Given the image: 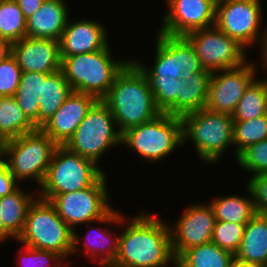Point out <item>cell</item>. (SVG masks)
<instances>
[{
	"label": "cell",
	"mask_w": 267,
	"mask_h": 267,
	"mask_svg": "<svg viewBox=\"0 0 267 267\" xmlns=\"http://www.w3.org/2000/svg\"><path fill=\"white\" fill-rule=\"evenodd\" d=\"M154 102L161 113L176 116V95H179V79L147 78Z\"/></svg>",
	"instance_id": "cell-33"
},
{
	"label": "cell",
	"mask_w": 267,
	"mask_h": 267,
	"mask_svg": "<svg viewBox=\"0 0 267 267\" xmlns=\"http://www.w3.org/2000/svg\"><path fill=\"white\" fill-rule=\"evenodd\" d=\"M267 139V114L249 120L234 121L235 159L248 146Z\"/></svg>",
	"instance_id": "cell-32"
},
{
	"label": "cell",
	"mask_w": 267,
	"mask_h": 267,
	"mask_svg": "<svg viewBox=\"0 0 267 267\" xmlns=\"http://www.w3.org/2000/svg\"><path fill=\"white\" fill-rule=\"evenodd\" d=\"M155 61L148 68L138 59L131 61L143 72L146 78L181 79L182 69L179 63V36L156 33ZM139 61V62H138Z\"/></svg>",
	"instance_id": "cell-20"
},
{
	"label": "cell",
	"mask_w": 267,
	"mask_h": 267,
	"mask_svg": "<svg viewBox=\"0 0 267 267\" xmlns=\"http://www.w3.org/2000/svg\"><path fill=\"white\" fill-rule=\"evenodd\" d=\"M64 0H45L33 15L26 19V36L60 40L69 20Z\"/></svg>",
	"instance_id": "cell-19"
},
{
	"label": "cell",
	"mask_w": 267,
	"mask_h": 267,
	"mask_svg": "<svg viewBox=\"0 0 267 267\" xmlns=\"http://www.w3.org/2000/svg\"><path fill=\"white\" fill-rule=\"evenodd\" d=\"M234 256L267 266V215L257 213L247 222L242 241Z\"/></svg>",
	"instance_id": "cell-21"
},
{
	"label": "cell",
	"mask_w": 267,
	"mask_h": 267,
	"mask_svg": "<svg viewBox=\"0 0 267 267\" xmlns=\"http://www.w3.org/2000/svg\"><path fill=\"white\" fill-rule=\"evenodd\" d=\"M121 144L126 145L142 160L160 161L179 146H183L182 119L166 113L132 127L122 133ZM144 158V159H143Z\"/></svg>",
	"instance_id": "cell-7"
},
{
	"label": "cell",
	"mask_w": 267,
	"mask_h": 267,
	"mask_svg": "<svg viewBox=\"0 0 267 267\" xmlns=\"http://www.w3.org/2000/svg\"><path fill=\"white\" fill-rule=\"evenodd\" d=\"M73 89L60 69L49 74L42 82L39 97V128L47 122L72 94Z\"/></svg>",
	"instance_id": "cell-23"
},
{
	"label": "cell",
	"mask_w": 267,
	"mask_h": 267,
	"mask_svg": "<svg viewBox=\"0 0 267 267\" xmlns=\"http://www.w3.org/2000/svg\"><path fill=\"white\" fill-rule=\"evenodd\" d=\"M267 114V77L254 79L246 88L232 114L234 121L253 119Z\"/></svg>",
	"instance_id": "cell-29"
},
{
	"label": "cell",
	"mask_w": 267,
	"mask_h": 267,
	"mask_svg": "<svg viewBox=\"0 0 267 267\" xmlns=\"http://www.w3.org/2000/svg\"><path fill=\"white\" fill-rule=\"evenodd\" d=\"M125 227L110 267H168L174 263L170 228L164 220L142 212L133 216Z\"/></svg>",
	"instance_id": "cell-1"
},
{
	"label": "cell",
	"mask_w": 267,
	"mask_h": 267,
	"mask_svg": "<svg viewBox=\"0 0 267 267\" xmlns=\"http://www.w3.org/2000/svg\"><path fill=\"white\" fill-rule=\"evenodd\" d=\"M233 257L211 241L189 248L176 260L178 267H231Z\"/></svg>",
	"instance_id": "cell-27"
},
{
	"label": "cell",
	"mask_w": 267,
	"mask_h": 267,
	"mask_svg": "<svg viewBox=\"0 0 267 267\" xmlns=\"http://www.w3.org/2000/svg\"><path fill=\"white\" fill-rule=\"evenodd\" d=\"M184 37L194 48L202 67L211 72L240 67L249 61L247 48L216 26L192 31Z\"/></svg>",
	"instance_id": "cell-12"
},
{
	"label": "cell",
	"mask_w": 267,
	"mask_h": 267,
	"mask_svg": "<svg viewBox=\"0 0 267 267\" xmlns=\"http://www.w3.org/2000/svg\"><path fill=\"white\" fill-rule=\"evenodd\" d=\"M249 195H231L213 198L211 205L217 221H227L246 225L257 213L253 196L246 186Z\"/></svg>",
	"instance_id": "cell-25"
},
{
	"label": "cell",
	"mask_w": 267,
	"mask_h": 267,
	"mask_svg": "<svg viewBox=\"0 0 267 267\" xmlns=\"http://www.w3.org/2000/svg\"><path fill=\"white\" fill-rule=\"evenodd\" d=\"M244 230V224L216 220L212 242L235 255L242 241Z\"/></svg>",
	"instance_id": "cell-34"
},
{
	"label": "cell",
	"mask_w": 267,
	"mask_h": 267,
	"mask_svg": "<svg viewBox=\"0 0 267 267\" xmlns=\"http://www.w3.org/2000/svg\"><path fill=\"white\" fill-rule=\"evenodd\" d=\"M247 186L252 193L256 213L267 215V173L251 176Z\"/></svg>",
	"instance_id": "cell-39"
},
{
	"label": "cell",
	"mask_w": 267,
	"mask_h": 267,
	"mask_svg": "<svg viewBox=\"0 0 267 267\" xmlns=\"http://www.w3.org/2000/svg\"><path fill=\"white\" fill-rule=\"evenodd\" d=\"M12 54V44L0 38V63Z\"/></svg>",
	"instance_id": "cell-42"
},
{
	"label": "cell",
	"mask_w": 267,
	"mask_h": 267,
	"mask_svg": "<svg viewBox=\"0 0 267 267\" xmlns=\"http://www.w3.org/2000/svg\"><path fill=\"white\" fill-rule=\"evenodd\" d=\"M212 72H198L186 79H179V95H176V116L205 108L209 80Z\"/></svg>",
	"instance_id": "cell-22"
},
{
	"label": "cell",
	"mask_w": 267,
	"mask_h": 267,
	"mask_svg": "<svg viewBox=\"0 0 267 267\" xmlns=\"http://www.w3.org/2000/svg\"><path fill=\"white\" fill-rule=\"evenodd\" d=\"M93 161L58 145L53 153L39 196L49 200L55 194L91 187L105 172Z\"/></svg>",
	"instance_id": "cell-8"
},
{
	"label": "cell",
	"mask_w": 267,
	"mask_h": 267,
	"mask_svg": "<svg viewBox=\"0 0 267 267\" xmlns=\"http://www.w3.org/2000/svg\"><path fill=\"white\" fill-rule=\"evenodd\" d=\"M12 238L15 239L4 227L3 225V221L1 219V215H0V242L2 243V241L6 240V239Z\"/></svg>",
	"instance_id": "cell-45"
},
{
	"label": "cell",
	"mask_w": 267,
	"mask_h": 267,
	"mask_svg": "<svg viewBox=\"0 0 267 267\" xmlns=\"http://www.w3.org/2000/svg\"><path fill=\"white\" fill-rule=\"evenodd\" d=\"M110 44L104 49L64 57L61 70L73 91L90 94L102 100L108 93L116 76L131 61L112 58Z\"/></svg>",
	"instance_id": "cell-4"
},
{
	"label": "cell",
	"mask_w": 267,
	"mask_h": 267,
	"mask_svg": "<svg viewBox=\"0 0 267 267\" xmlns=\"http://www.w3.org/2000/svg\"><path fill=\"white\" fill-rule=\"evenodd\" d=\"M16 241L31 248L57 252L66 259L73 251V230L49 200L36 197L28 208L23 231Z\"/></svg>",
	"instance_id": "cell-5"
},
{
	"label": "cell",
	"mask_w": 267,
	"mask_h": 267,
	"mask_svg": "<svg viewBox=\"0 0 267 267\" xmlns=\"http://www.w3.org/2000/svg\"><path fill=\"white\" fill-rule=\"evenodd\" d=\"M179 63L182 69L181 79L198 72H211L202 67L194 48L184 36H179Z\"/></svg>",
	"instance_id": "cell-38"
},
{
	"label": "cell",
	"mask_w": 267,
	"mask_h": 267,
	"mask_svg": "<svg viewBox=\"0 0 267 267\" xmlns=\"http://www.w3.org/2000/svg\"><path fill=\"white\" fill-rule=\"evenodd\" d=\"M172 265H174V267H178L177 260H175L174 263H173Z\"/></svg>",
	"instance_id": "cell-48"
},
{
	"label": "cell",
	"mask_w": 267,
	"mask_h": 267,
	"mask_svg": "<svg viewBox=\"0 0 267 267\" xmlns=\"http://www.w3.org/2000/svg\"><path fill=\"white\" fill-rule=\"evenodd\" d=\"M101 227L102 226H99L98 229H95V231L97 230L96 234H92V236L88 235L90 232H87L86 238H84V241L82 240L84 248L81 250L83 251L84 249L86 258L90 256L89 258L92 259L93 262L98 261V267L111 266L118 254L119 236L113 238L110 229L109 231L106 229L103 230ZM100 229L102 230L100 231Z\"/></svg>",
	"instance_id": "cell-30"
},
{
	"label": "cell",
	"mask_w": 267,
	"mask_h": 267,
	"mask_svg": "<svg viewBox=\"0 0 267 267\" xmlns=\"http://www.w3.org/2000/svg\"><path fill=\"white\" fill-rule=\"evenodd\" d=\"M22 72L12 54L0 63V96H14L19 86Z\"/></svg>",
	"instance_id": "cell-37"
},
{
	"label": "cell",
	"mask_w": 267,
	"mask_h": 267,
	"mask_svg": "<svg viewBox=\"0 0 267 267\" xmlns=\"http://www.w3.org/2000/svg\"><path fill=\"white\" fill-rule=\"evenodd\" d=\"M102 101L110 109L121 134L161 113L146 76L132 61L116 76Z\"/></svg>",
	"instance_id": "cell-2"
},
{
	"label": "cell",
	"mask_w": 267,
	"mask_h": 267,
	"mask_svg": "<svg viewBox=\"0 0 267 267\" xmlns=\"http://www.w3.org/2000/svg\"><path fill=\"white\" fill-rule=\"evenodd\" d=\"M236 162L252 176L267 173V139L248 146L238 155Z\"/></svg>",
	"instance_id": "cell-35"
},
{
	"label": "cell",
	"mask_w": 267,
	"mask_h": 267,
	"mask_svg": "<svg viewBox=\"0 0 267 267\" xmlns=\"http://www.w3.org/2000/svg\"><path fill=\"white\" fill-rule=\"evenodd\" d=\"M226 1H231V0H212V2H213L215 5H218V4L223 3V2H226Z\"/></svg>",
	"instance_id": "cell-47"
},
{
	"label": "cell",
	"mask_w": 267,
	"mask_h": 267,
	"mask_svg": "<svg viewBox=\"0 0 267 267\" xmlns=\"http://www.w3.org/2000/svg\"><path fill=\"white\" fill-rule=\"evenodd\" d=\"M183 212L174 226H169L175 259L189 248L211 242L216 222L209 203L191 204Z\"/></svg>",
	"instance_id": "cell-14"
},
{
	"label": "cell",
	"mask_w": 267,
	"mask_h": 267,
	"mask_svg": "<svg viewBox=\"0 0 267 267\" xmlns=\"http://www.w3.org/2000/svg\"><path fill=\"white\" fill-rule=\"evenodd\" d=\"M259 57H261V62H262V64H260V65L265 66V63L263 60L267 57V38H266V42H265L264 48L262 50V53L260 54Z\"/></svg>",
	"instance_id": "cell-46"
},
{
	"label": "cell",
	"mask_w": 267,
	"mask_h": 267,
	"mask_svg": "<svg viewBox=\"0 0 267 267\" xmlns=\"http://www.w3.org/2000/svg\"><path fill=\"white\" fill-rule=\"evenodd\" d=\"M107 177L104 173L91 187L82 190L53 195L49 201L55 206L58 215L73 230V251L71 255L79 252L81 243L75 231L76 225L87 223H106L122 225L128 221L112 205L107 187ZM120 213V214H119ZM124 216V217H123ZM80 241V242H79ZM76 252V253H75Z\"/></svg>",
	"instance_id": "cell-3"
},
{
	"label": "cell",
	"mask_w": 267,
	"mask_h": 267,
	"mask_svg": "<svg viewBox=\"0 0 267 267\" xmlns=\"http://www.w3.org/2000/svg\"><path fill=\"white\" fill-rule=\"evenodd\" d=\"M265 65H267V57L263 60Z\"/></svg>",
	"instance_id": "cell-49"
},
{
	"label": "cell",
	"mask_w": 267,
	"mask_h": 267,
	"mask_svg": "<svg viewBox=\"0 0 267 267\" xmlns=\"http://www.w3.org/2000/svg\"><path fill=\"white\" fill-rule=\"evenodd\" d=\"M36 129L20 109L14 96H0V138L9 140Z\"/></svg>",
	"instance_id": "cell-28"
},
{
	"label": "cell",
	"mask_w": 267,
	"mask_h": 267,
	"mask_svg": "<svg viewBox=\"0 0 267 267\" xmlns=\"http://www.w3.org/2000/svg\"><path fill=\"white\" fill-rule=\"evenodd\" d=\"M115 126L108 106L102 100H97L64 146L98 166L106 150L122 145V134Z\"/></svg>",
	"instance_id": "cell-9"
},
{
	"label": "cell",
	"mask_w": 267,
	"mask_h": 267,
	"mask_svg": "<svg viewBox=\"0 0 267 267\" xmlns=\"http://www.w3.org/2000/svg\"><path fill=\"white\" fill-rule=\"evenodd\" d=\"M6 146L7 140L0 138V165H3L6 162Z\"/></svg>",
	"instance_id": "cell-44"
},
{
	"label": "cell",
	"mask_w": 267,
	"mask_h": 267,
	"mask_svg": "<svg viewBox=\"0 0 267 267\" xmlns=\"http://www.w3.org/2000/svg\"><path fill=\"white\" fill-rule=\"evenodd\" d=\"M107 33L106 26L98 21L69 19L59 40L61 60L104 49L109 44Z\"/></svg>",
	"instance_id": "cell-18"
},
{
	"label": "cell",
	"mask_w": 267,
	"mask_h": 267,
	"mask_svg": "<svg viewBox=\"0 0 267 267\" xmlns=\"http://www.w3.org/2000/svg\"><path fill=\"white\" fill-rule=\"evenodd\" d=\"M166 4L169 11L163 16L160 33L185 36L215 26L216 5L212 0H166Z\"/></svg>",
	"instance_id": "cell-15"
},
{
	"label": "cell",
	"mask_w": 267,
	"mask_h": 267,
	"mask_svg": "<svg viewBox=\"0 0 267 267\" xmlns=\"http://www.w3.org/2000/svg\"><path fill=\"white\" fill-rule=\"evenodd\" d=\"M26 37V18L15 0H0V38L11 44Z\"/></svg>",
	"instance_id": "cell-31"
},
{
	"label": "cell",
	"mask_w": 267,
	"mask_h": 267,
	"mask_svg": "<svg viewBox=\"0 0 267 267\" xmlns=\"http://www.w3.org/2000/svg\"><path fill=\"white\" fill-rule=\"evenodd\" d=\"M255 65L247 61L240 67L212 72L205 108L232 115L246 88L256 78Z\"/></svg>",
	"instance_id": "cell-13"
},
{
	"label": "cell",
	"mask_w": 267,
	"mask_h": 267,
	"mask_svg": "<svg viewBox=\"0 0 267 267\" xmlns=\"http://www.w3.org/2000/svg\"><path fill=\"white\" fill-rule=\"evenodd\" d=\"M18 187L11 194L0 198V215L5 229L15 238L23 231L29 206L37 197Z\"/></svg>",
	"instance_id": "cell-24"
},
{
	"label": "cell",
	"mask_w": 267,
	"mask_h": 267,
	"mask_svg": "<svg viewBox=\"0 0 267 267\" xmlns=\"http://www.w3.org/2000/svg\"><path fill=\"white\" fill-rule=\"evenodd\" d=\"M19 186V182L10 173L7 163L0 165V198L11 194Z\"/></svg>",
	"instance_id": "cell-40"
},
{
	"label": "cell",
	"mask_w": 267,
	"mask_h": 267,
	"mask_svg": "<svg viewBox=\"0 0 267 267\" xmlns=\"http://www.w3.org/2000/svg\"><path fill=\"white\" fill-rule=\"evenodd\" d=\"M183 144L191 140L199 159L204 163L220 160L225 150L233 145L234 120L232 115L203 108L181 117Z\"/></svg>",
	"instance_id": "cell-6"
},
{
	"label": "cell",
	"mask_w": 267,
	"mask_h": 267,
	"mask_svg": "<svg viewBox=\"0 0 267 267\" xmlns=\"http://www.w3.org/2000/svg\"><path fill=\"white\" fill-rule=\"evenodd\" d=\"M96 101L97 99L90 94L73 91L40 129L57 145H64L75 133L88 110Z\"/></svg>",
	"instance_id": "cell-17"
},
{
	"label": "cell",
	"mask_w": 267,
	"mask_h": 267,
	"mask_svg": "<svg viewBox=\"0 0 267 267\" xmlns=\"http://www.w3.org/2000/svg\"><path fill=\"white\" fill-rule=\"evenodd\" d=\"M24 17L27 19L38 10L45 0H15Z\"/></svg>",
	"instance_id": "cell-41"
},
{
	"label": "cell",
	"mask_w": 267,
	"mask_h": 267,
	"mask_svg": "<svg viewBox=\"0 0 267 267\" xmlns=\"http://www.w3.org/2000/svg\"><path fill=\"white\" fill-rule=\"evenodd\" d=\"M57 146L40 128L7 140L6 163L10 173L22 183L33 178L40 187Z\"/></svg>",
	"instance_id": "cell-10"
},
{
	"label": "cell",
	"mask_w": 267,
	"mask_h": 267,
	"mask_svg": "<svg viewBox=\"0 0 267 267\" xmlns=\"http://www.w3.org/2000/svg\"><path fill=\"white\" fill-rule=\"evenodd\" d=\"M261 6V0H231L220 3L216 5L215 26L245 48L258 42L261 54L267 38V25L263 27L264 31L261 26Z\"/></svg>",
	"instance_id": "cell-11"
},
{
	"label": "cell",
	"mask_w": 267,
	"mask_h": 267,
	"mask_svg": "<svg viewBox=\"0 0 267 267\" xmlns=\"http://www.w3.org/2000/svg\"><path fill=\"white\" fill-rule=\"evenodd\" d=\"M231 267H267V266H264L260 263H254L238 259L237 257L234 256L231 262Z\"/></svg>",
	"instance_id": "cell-43"
},
{
	"label": "cell",
	"mask_w": 267,
	"mask_h": 267,
	"mask_svg": "<svg viewBox=\"0 0 267 267\" xmlns=\"http://www.w3.org/2000/svg\"><path fill=\"white\" fill-rule=\"evenodd\" d=\"M23 72L54 73L61 69L59 40L25 37L12 44Z\"/></svg>",
	"instance_id": "cell-16"
},
{
	"label": "cell",
	"mask_w": 267,
	"mask_h": 267,
	"mask_svg": "<svg viewBox=\"0 0 267 267\" xmlns=\"http://www.w3.org/2000/svg\"><path fill=\"white\" fill-rule=\"evenodd\" d=\"M51 73L22 72L21 80L14 99L19 104L27 119L39 128V97L41 96L42 82Z\"/></svg>",
	"instance_id": "cell-26"
},
{
	"label": "cell",
	"mask_w": 267,
	"mask_h": 267,
	"mask_svg": "<svg viewBox=\"0 0 267 267\" xmlns=\"http://www.w3.org/2000/svg\"><path fill=\"white\" fill-rule=\"evenodd\" d=\"M22 248V255L19 257L20 267H65L66 265L64 262L66 260L57 252L35 249L23 244Z\"/></svg>",
	"instance_id": "cell-36"
}]
</instances>
